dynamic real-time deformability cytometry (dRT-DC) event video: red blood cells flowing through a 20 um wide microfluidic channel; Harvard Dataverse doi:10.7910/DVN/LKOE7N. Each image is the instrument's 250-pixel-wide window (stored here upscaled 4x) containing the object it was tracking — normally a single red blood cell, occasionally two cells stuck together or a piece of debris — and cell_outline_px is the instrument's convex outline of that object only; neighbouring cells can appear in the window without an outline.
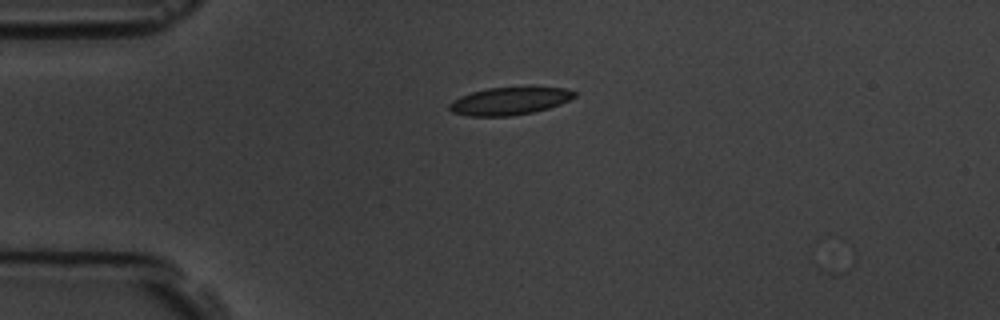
{"species": "common noctule bat (a hibernating species)", "species_latin": "Nyctalus noctula", "temperature_condition": "room temperature", "stored_images_in_passage": 2, "camera_frame_rate_fps": 3000, "um_per_image_px": 0.085, "animal": {"sex": "male", "body_mass_g": 19.5, "forearm_length_mm": 54.6}, "frame": {"image": 1, "passage_image": 1, "time_ms": 0.0, "image_size_px": [1000, 320], "cell_outline_px": [[576, 96], [560, 104], [548, 108], [532, 112], [512, 116], [468, 116], [452, 112], [448, 108], [448, 104], [452, 100], [460, 96], [472, 92], [488, 88], [564, 88], [576, 92]], "centroid_in_image_um": [43.25, 8.6], "position_along_channel_um": 41.7, "area_um2": 19.88}}